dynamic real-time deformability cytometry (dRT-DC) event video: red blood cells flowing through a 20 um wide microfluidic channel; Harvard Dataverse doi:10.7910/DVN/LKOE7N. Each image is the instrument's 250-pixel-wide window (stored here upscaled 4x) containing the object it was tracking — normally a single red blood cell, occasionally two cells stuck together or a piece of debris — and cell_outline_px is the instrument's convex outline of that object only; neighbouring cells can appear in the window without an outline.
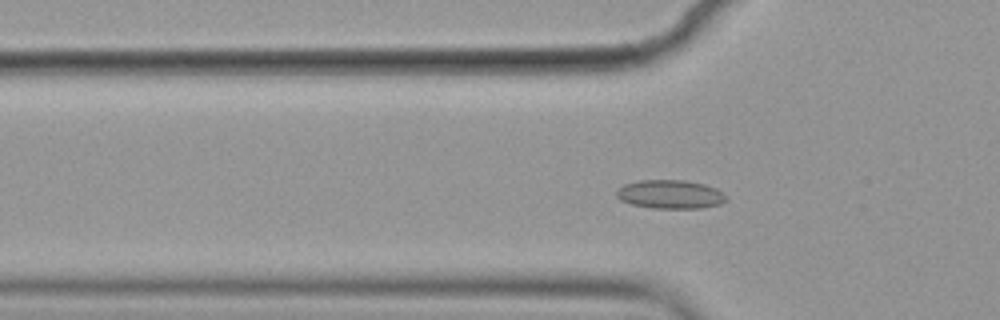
{"species": "common noctule bat (a hibernating species)", "species_latin": "Nyctalus noctula", "temperature_condition": "cold", "stored_images_in_passage": 46, "camera_frame_rate_fps": 3000, "um_per_image_px": 0.085, "animal": {"sex": "female", "body_mass_g": 19.9}, "frame": {"image": 1, "passage_image": 7, "time_ms": 2.0, "image_size_px": [1000, 320], "cell_outline_px": [[728, 200], [720, 204], [700, 208], [652, 208], [632, 204], [620, 200], [616, 196], [616, 188], [624, 184], [640, 180], [684, 180], [704, 184], [716, 188], [728, 196]], "centroid_in_image_um": [56.97, 16.51], "position_along_channel_um": 68.8, "area_um2": 18.5}}
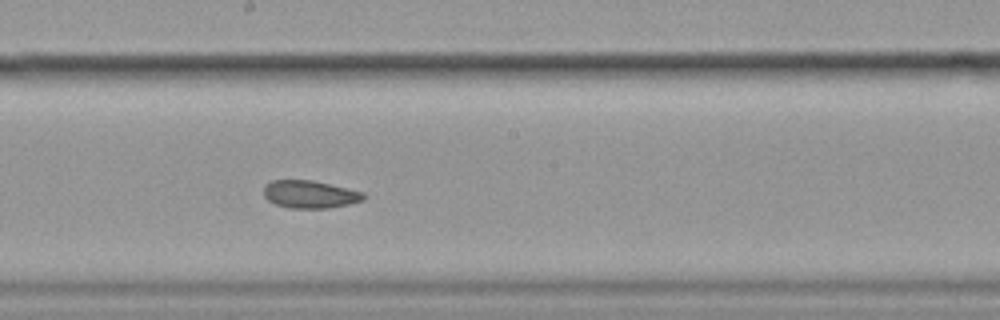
{"frame": {"image": 2, "passage_image": 20, "time_ms": 6.333, "image_size_px": [1000, 320], "cell_outline_px": [[364, 200], [348, 204], [328, 208], [288, 208], [276, 204], [268, 200], [264, 196], [264, 184], [272, 180], [312, 180], [364, 192]], "centroid_in_image_um": [26.31, 16.51], "position_along_channel_um": 221.9, "area_um2": 16.07}}
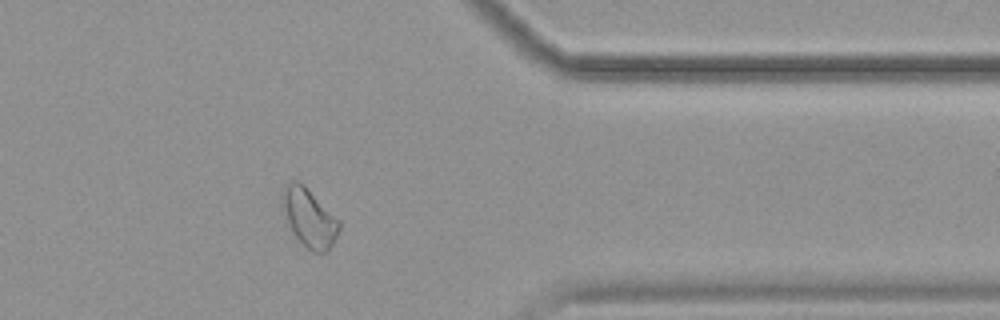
{"frame": {"image": 3, "passage_image": 35, "time_ms": 11.333, "image_size_px": [1000, 320], "cell_outline_px": [[340, 228], [328, 252], [312, 252], [296, 236], [280, 208], [280, 196], [284, 184], [292, 180], [296, 180], [304, 184], [340, 220]], "centroid_in_image_um": [26.25, 18.44], "position_along_channel_um": 385.2, "area_um2": 19.54}, "authors_computed_cell_mechanics": {"area_um2": 16.8776, "velocity_mm_per_s": 3.5378, "shape_relaxation_time_tau1_ms": null, "shape_relaxation_time_tau2_ms": 2.7555, "deformation_change_tau1": null, "deformation_change_tau2": 0.0705}}